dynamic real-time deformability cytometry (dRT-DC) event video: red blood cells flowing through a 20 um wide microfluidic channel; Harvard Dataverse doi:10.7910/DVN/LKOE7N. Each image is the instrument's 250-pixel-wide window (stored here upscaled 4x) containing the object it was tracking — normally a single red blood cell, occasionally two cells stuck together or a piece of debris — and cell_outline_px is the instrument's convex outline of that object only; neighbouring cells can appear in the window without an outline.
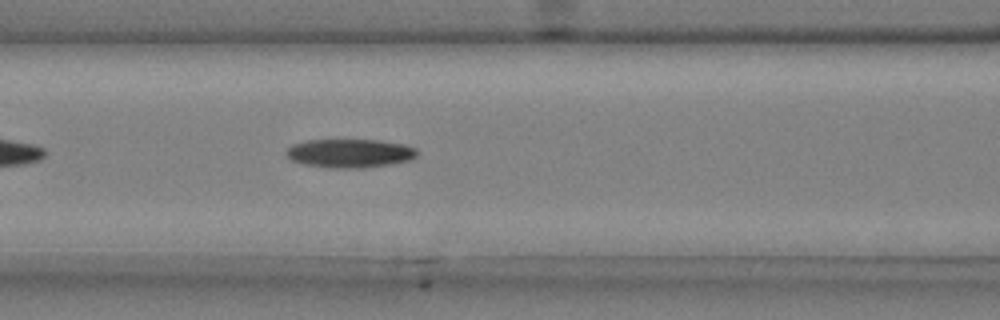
{"species": "common noctule bat (a hibernating species)", "species_latin": "Nyctalus noctula", "temperature_condition": "cold", "stored_images_in_passage": 26, "camera_frame_rate_fps": 3000, "um_per_image_px": 0.085, "animal": {"sex": "male", "body_mass_g": 20.4}, "frame": {"image": 1, "passage_image": 10, "time_ms": 3.0, "image_size_px": [1000, 320], "cell_outline_px": [[416, 156], [412, 160], [364, 168], [328, 168], [304, 164], [292, 160], [284, 156], [284, 152], [292, 144], [308, 140], [380, 140], [404, 144], [416, 148]], "centroid_in_image_um": [29.7, 13.03], "position_along_channel_um": 136.9, "area_um2": 22.02}}
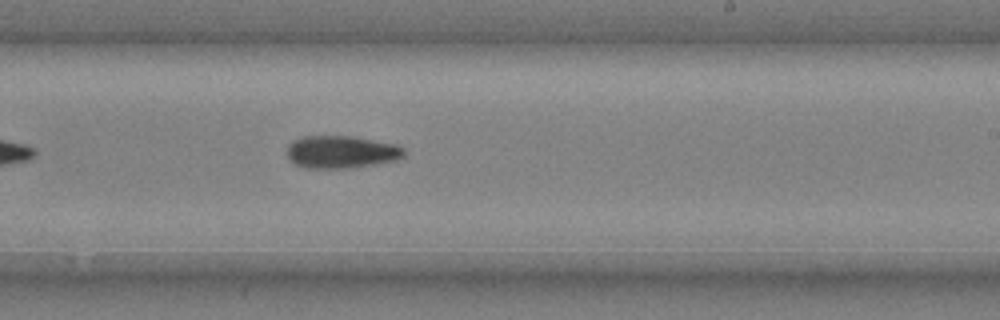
{"frame": {"image": 2, "passage_image": 20, "time_ms": 6.333, "image_size_px": [1000, 320], "cell_outline_px": [[404, 156], [400, 160], [376, 164], [348, 168], [304, 168], [288, 160], [288, 144], [292, 140], [304, 136], [352, 136], [396, 144], [404, 148]], "centroid_in_image_um": [29.02, 12.92], "position_along_channel_um": 260.0, "area_um2": 22.43}}
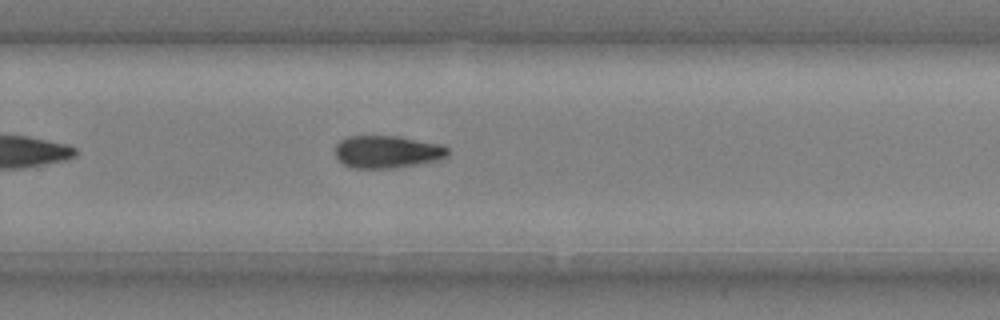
{"frame": {"image": 3, "passage_image": 23, "time_ms": 7.333, "image_size_px": [1000, 320], "cell_outline_px": [[448, 156], [440, 160], [396, 168], [352, 168], [344, 164], [336, 156], [336, 144], [340, 140], [348, 136], [400, 136], [444, 144], [448, 148]], "centroid_in_image_um": [32.96, 12.9], "position_along_channel_um": 296.8, "area_um2": 21.62}}